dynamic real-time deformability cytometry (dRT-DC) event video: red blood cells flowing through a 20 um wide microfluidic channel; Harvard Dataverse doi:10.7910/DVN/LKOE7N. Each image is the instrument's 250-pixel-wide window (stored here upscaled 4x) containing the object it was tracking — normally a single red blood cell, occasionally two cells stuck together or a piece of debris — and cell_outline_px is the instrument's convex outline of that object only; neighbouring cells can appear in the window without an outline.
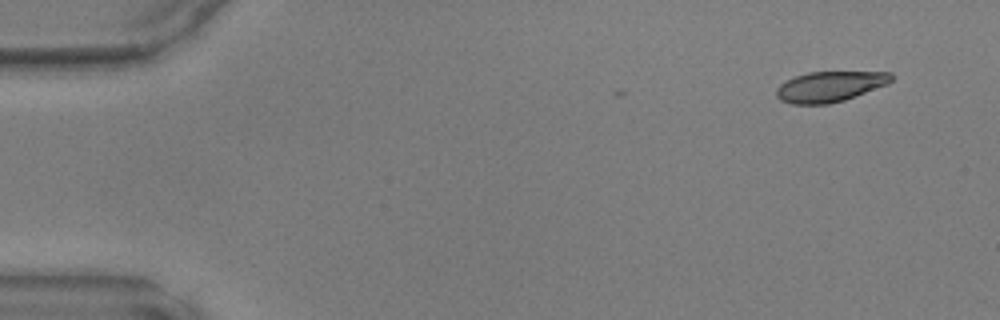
{"species": "common noctule bat (a hibernating species)", "species_latin": "Nyctalus noctula", "temperature_condition": "warm", "stored_images_in_passage": 6, "camera_frame_rate_fps": 3000, "um_per_image_px": 0.085, "animal": {"sex": "male", "body_mass_g": 17.9, "forearm_length_mm": 54.2}, "frame": {"image": 1, "passage_image": 1, "time_ms": 0.0, "image_size_px": [1000, 320], "cell_outline_px": [[892, 80], [888, 84], [844, 100], [828, 104], [792, 104], [780, 100], [776, 96], [776, 88], [780, 84], [796, 76], [808, 72], [892, 72]], "centroid_in_image_um": [70.53, 7.36], "position_along_channel_um": 14.5, "area_um2": 20.29}}